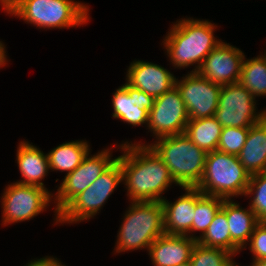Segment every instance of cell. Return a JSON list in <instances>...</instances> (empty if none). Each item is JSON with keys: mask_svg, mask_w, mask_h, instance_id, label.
I'll return each instance as SVG.
<instances>
[{"mask_svg": "<svg viewBox=\"0 0 266 266\" xmlns=\"http://www.w3.org/2000/svg\"><path fill=\"white\" fill-rule=\"evenodd\" d=\"M116 147L122 151L117 160L121 165L122 184L129 201L161 202L172 184L178 186L166 164L149 145L127 140Z\"/></svg>", "mask_w": 266, "mask_h": 266, "instance_id": "1", "label": "cell"}, {"mask_svg": "<svg viewBox=\"0 0 266 266\" xmlns=\"http://www.w3.org/2000/svg\"><path fill=\"white\" fill-rule=\"evenodd\" d=\"M217 24L209 20L181 18L171 25L163 38L164 51L174 69L194 66L197 72L206 56L221 42L214 32Z\"/></svg>", "mask_w": 266, "mask_h": 266, "instance_id": "2", "label": "cell"}, {"mask_svg": "<svg viewBox=\"0 0 266 266\" xmlns=\"http://www.w3.org/2000/svg\"><path fill=\"white\" fill-rule=\"evenodd\" d=\"M89 5L75 0H16L5 13L39 29H70L88 24Z\"/></svg>", "mask_w": 266, "mask_h": 266, "instance_id": "3", "label": "cell"}, {"mask_svg": "<svg viewBox=\"0 0 266 266\" xmlns=\"http://www.w3.org/2000/svg\"><path fill=\"white\" fill-rule=\"evenodd\" d=\"M118 230L114 252L147 250L164 232V208L158 201H130Z\"/></svg>", "mask_w": 266, "mask_h": 266, "instance_id": "4", "label": "cell"}, {"mask_svg": "<svg viewBox=\"0 0 266 266\" xmlns=\"http://www.w3.org/2000/svg\"><path fill=\"white\" fill-rule=\"evenodd\" d=\"M134 143L149 145L166 164L179 187H196L199 184L207 152L196 146L184 133L161 137L152 143Z\"/></svg>", "mask_w": 266, "mask_h": 266, "instance_id": "5", "label": "cell"}, {"mask_svg": "<svg viewBox=\"0 0 266 266\" xmlns=\"http://www.w3.org/2000/svg\"><path fill=\"white\" fill-rule=\"evenodd\" d=\"M249 179L238 156L215 150L207 152L203 176L196 187L205 195L233 199L245 195Z\"/></svg>", "mask_w": 266, "mask_h": 266, "instance_id": "6", "label": "cell"}, {"mask_svg": "<svg viewBox=\"0 0 266 266\" xmlns=\"http://www.w3.org/2000/svg\"><path fill=\"white\" fill-rule=\"evenodd\" d=\"M121 182V165L116 160L96 181L75 196L58 213V224L71 225L95 217Z\"/></svg>", "mask_w": 266, "mask_h": 266, "instance_id": "7", "label": "cell"}, {"mask_svg": "<svg viewBox=\"0 0 266 266\" xmlns=\"http://www.w3.org/2000/svg\"><path fill=\"white\" fill-rule=\"evenodd\" d=\"M54 192L26 184L12 182L5 186L1 196L2 224L29 221L53 204ZM52 201V202H51Z\"/></svg>", "mask_w": 266, "mask_h": 266, "instance_id": "8", "label": "cell"}, {"mask_svg": "<svg viewBox=\"0 0 266 266\" xmlns=\"http://www.w3.org/2000/svg\"><path fill=\"white\" fill-rule=\"evenodd\" d=\"M114 145L103 148L94 155L91 150L83 159L82 163L72 172L65 175L62 183L59 184L57 191L53 195L54 206V223L58 225V213L80 192L87 189L97 178L106 171L116 160L112 158ZM113 149V150H112Z\"/></svg>", "mask_w": 266, "mask_h": 266, "instance_id": "9", "label": "cell"}, {"mask_svg": "<svg viewBox=\"0 0 266 266\" xmlns=\"http://www.w3.org/2000/svg\"><path fill=\"white\" fill-rule=\"evenodd\" d=\"M257 105L253 94L239 82L223 85L214 117L222 127L250 128L266 117V108L258 111Z\"/></svg>", "mask_w": 266, "mask_h": 266, "instance_id": "10", "label": "cell"}, {"mask_svg": "<svg viewBox=\"0 0 266 266\" xmlns=\"http://www.w3.org/2000/svg\"><path fill=\"white\" fill-rule=\"evenodd\" d=\"M189 121L185 104L175 85L163 95L155 98L149 111L148 127L154 139L182 134Z\"/></svg>", "mask_w": 266, "mask_h": 266, "instance_id": "11", "label": "cell"}, {"mask_svg": "<svg viewBox=\"0 0 266 266\" xmlns=\"http://www.w3.org/2000/svg\"><path fill=\"white\" fill-rule=\"evenodd\" d=\"M185 104L189 120L214 116L222 85L213 83L197 72H188L175 80Z\"/></svg>", "mask_w": 266, "mask_h": 266, "instance_id": "12", "label": "cell"}, {"mask_svg": "<svg viewBox=\"0 0 266 266\" xmlns=\"http://www.w3.org/2000/svg\"><path fill=\"white\" fill-rule=\"evenodd\" d=\"M244 57L242 50L222 41L206 56L197 73L222 86L237 83Z\"/></svg>", "mask_w": 266, "mask_h": 266, "instance_id": "13", "label": "cell"}, {"mask_svg": "<svg viewBox=\"0 0 266 266\" xmlns=\"http://www.w3.org/2000/svg\"><path fill=\"white\" fill-rule=\"evenodd\" d=\"M112 94V118L135 127L145 125L147 130L149 111L154 106L155 98L127 83L119 86Z\"/></svg>", "mask_w": 266, "mask_h": 266, "instance_id": "14", "label": "cell"}, {"mask_svg": "<svg viewBox=\"0 0 266 266\" xmlns=\"http://www.w3.org/2000/svg\"><path fill=\"white\" fill-rule=\"evenodd\" d=\"M126 83L157 98L175 86L176 77L167 68L144 60H133L126 72Z\"/></svg>", "mask_w": 266, "mask_h": 266, "instance_id": "15", "label": "cell"}, {"mask_svg": "<svg viewBox=\"0 0 266 266\" xmlns=\"http://www.w3.org/2000/svg\"><path fill=\"white\" fill-rule=\"evenodd\" d=\"M196 243L188 236L164 233L150 245L147 252L153 266H177L190 261Z\"/></svg>", "mask_w": 266, "mask_h": 266, "instance_id": "16", "label": "cell"}, {"mask_svg": "<svg viewBox=\"0 0 266 266\" xmlns=\"http://www.w3.org/2000/svg\"><path fill=\"white\" fill-rule=\"evenodd\" d=\"M185 193L176 201L164 198V232L170 235H184L191 238L192 221L195 215V187H182Z\"/></svg>", "mask_w": 266, "mask_h": 266, "instance_id": "17", "label": "cell"}, {"mask_svg": "<svg viewBox=\"0 0 266 266\" xmlns=\"http://www.w3.org/2000/svg\"><path fill=\"white\" fill-rule=\"evenodd\" d=\"M16 152V163L22 178L15 182L47 188L42 182L50 172L47 153L26 140L19 142Z\"/></svg>", "mask_w": 266, "mask_h": 266, "instance_id": "18", "label": "cell"}, {"mask_svg": "<svg viewBox=\"0 0 266 266\" xmlns=\"http://www.w3.org/2000/svg\"><path fill=\"white\" fill-rule=\"evenodd\" d=\"M236 202L234 198L224 199L221 208L227 216L231 234V254L234 256L246 247L255 226L259 223L249 206L243 208Z\"/></svg>", "mask_w": 266, "mask_h": 266, "instance_id": "19", "label": "cell"}, {"mask_svg": "<svg viewBox=\"0 0 266 266\" xmlns=\"http://www.w3.org/2000/svg\"><path fill=\"white\" fill-rule=\"evenodd\" d=\"M238 159L249 175L266 172V117L249 128Z\"/></svg>", "mask_w": 266, "mask_h": 266, "instance_id": "20", "label": "cell"}, {"mask_svg": "<svg viewBox=\"0 0 266 266\" xmlns=\"http://www.w3.org/2000/svg\"><path fill=\"white\" fill-rule=\"evenodd\" d=\"M91 150L86 140L68 141L54 147L47 153L51 171L66 172L75 170Z\"/></svg>", "mask_w": 266, "mask_h": 266, "instance_id": "21", "label": "cell"}, {"mask_svg": "<svg viewBox=\"0 0 266 266\" xmlns=\"http://www.w3.org/2000/svg\"><path fill=\"white\" fill-rule=\"evenodd\" d=\"M222 125L214 116L188 121L184 134L206 152L217 150Z\"/></svg>", "mask_w": 266, "mask_h": 266, "instance_id": "22", "label": "cell"}, {"mask_svg": "<svg viewBox=\"0 0 266 266\" xmlns=\"http://www.w3.org/2000/svg\"><path fill=\"white\" fill-rule=\"evenodd\" d=\"M223 201L224 198L205 195L195 187V215L191 227L192 239L197 241L204 235L216 213L222 208ZM198 231L200 235L196 236L195 232Z\"/></svg>", "mask_w": 266, "mask_h": 266, "instance_id": "23", "label": "cell"}, {"mask_svg": "<svg viewBox=\"0 0 266 266\" xmlns=\"http://www.w3.org/2000/svg\"><path fill=\"white\" fill-rule=\"evenodd\" d=\"M260 55L242 62L239 83L245 87L255 98L266 97V51Z\"/></svg>", "mask_w": 266, "mask_h": 266, "instance_id": "24", "label": "cell"}, {"mask_svg": "<svg viewBox=\"0 0 266 266\" xmlns=\"http://www.w3.org/2000/svg\"><path fill=\"white\" fill-rule=\"evenodd\" d=\"M203 246L221 248L231 253V234L226 213L220 209L204 235L197 240Z\"/></svg>", "mask_w": 266, "mask_h": 266, "instance_id": "25", "label": "cell"}, {"mask_svg": "<svg viewBox=\"0 0 266 266\" xmlns=\"http://www.w3.org/2000/svg\"><path fill=\"white\" fill-rule=\"evenodd\" d=\"M235 256L221 248L207 247L198 242L193 247L191 266H232Z\"/></svg>", "mask_w": 266, "mask_h": 266, "instance_id": "26", "label": "cell"}, {"mask_svg": "<svg viewBox=\"0 0 266 266\" xmlns=\"http://www.w3.org/2000/svg\"><path fill=\"white\" fill-rule=\"evenodd\" d=\"M250 198L249 207L259 222H266V172L250 175L244 195Z\"/></svg>", "mask_w": 266, "mask_h": 266, "instance_id": "27", "label": "cell"}, {"mask_svg": "<svg viewBox=\"0 0 266 266\" xmlns=\"http://www.w3.org/2000/svg\"><path fill=\"white\" fill-rule=\"evenodd\" d=\"M248 132L249 128L223 127L217 150L238 156L246 142Z\"/></svg>", "mask_w": 266, "mask_h": 266, "instance_id": "28", "label": "cell"}, {"mask_svg": "<svg viewBox=\"0 0 266 266\" xmlns=\"http://www.w3.org/2000/svg\"><path fill=\"white\" fill-rule=\"evenodd\" d=\"M249 246V250L252 253L253 260L266 259V222H259L250 237V240L245 250Z\"/></svg>", "mask_w": 266, "mask_h": 266, "instance_id": "29", "label": "cell"}, {"mask_svg": "<svg viewBox=\"0 0 266 266\" xmlns=\"http://www.w3.org/2000/svg\"><path fill=\"white\" fill-rule=\"evenodd\" d=\"M43 266H66L60 259L56 256H45L43 257Z\"/></svg>", "mask_w": 266, "mask_h": 266, "instance_id": "30", "label": "cell"}, {"mask_svg": "<svg viewBox=\"0 0 266 266\" xmlns=\"http://www.w3.org/2000/svg\"><path fill=\"white\" fill-rule=\"evenodd\" d=\"M6 46L3 41H0V68L5 67L8 64Z\"/></svg>", "mask_w": 266, "mask_h": 266, "instance_id": "31", "label": "cell"}, {"mask_svg": "<svg viewBox=\"0 0 266 266\" xmlns=\"http://www.w3.org/2000/svg\"><path fill=\"white\" fill-rule=\"evenodd\" d=\"M16 0H0V6H2V10L6 12V10L15 2Z\"/></svg>", "mask_w": 266, "mask_h": 266, "instance_id": "32", "label": "cell"}, {"mask_svg": "<svg viewBox=\"0 0 266 266\" xmlns=\"http://www.w3.org/2000/svg\"><path fill=\"white\" fill-rule=\"evenodd\" d=\"M24 266H43V257L42 258H35L31 259V261L24 265Z\"/></svg>", "mask_w": 266, "mask_h": 266, "instance_id": "33", "label": "cell"}, {"mask_svg": "<svg viewBox=\"0 0 266 266\" xmlns=\"http://www.w3.org/2000/svg\"><path fill=\"white\" fill-rule=\"evenodd\" d=\"M250 266H266V259L264 260H252Z\"/></svg>", "mask_w": 266, "mask_h": 266, "instance_id": "34", "label": "cell"}, {"mask_svg": "<svg viewBox=\"0 0 266 266\" xmlns=\"http://www.w3.org/2000/svg\"><path fill=\"white\" fill-rule=\"evenodd\" d=\"M177 266H191V263H190V261H189V262H186V263H184V264L177 265Z\"/></svg>", "mask_w": 266, "mask_h": 266, "instance_id": "35", "label": "cell"}, {"mask_svg": "<svg viewBox=\"0 0 266 266\" xmlns=\"http://www.w3.org/2000/svg\"><path fill=\"white\" fill-rule=\"evenodd\" d=\"M232 266H240L239 263H236V261L232 264Z\"/></svg>", "mask_w": 266, "mask_h": 266, "instance_id": "36", "label": "cell"}]
</instances>
